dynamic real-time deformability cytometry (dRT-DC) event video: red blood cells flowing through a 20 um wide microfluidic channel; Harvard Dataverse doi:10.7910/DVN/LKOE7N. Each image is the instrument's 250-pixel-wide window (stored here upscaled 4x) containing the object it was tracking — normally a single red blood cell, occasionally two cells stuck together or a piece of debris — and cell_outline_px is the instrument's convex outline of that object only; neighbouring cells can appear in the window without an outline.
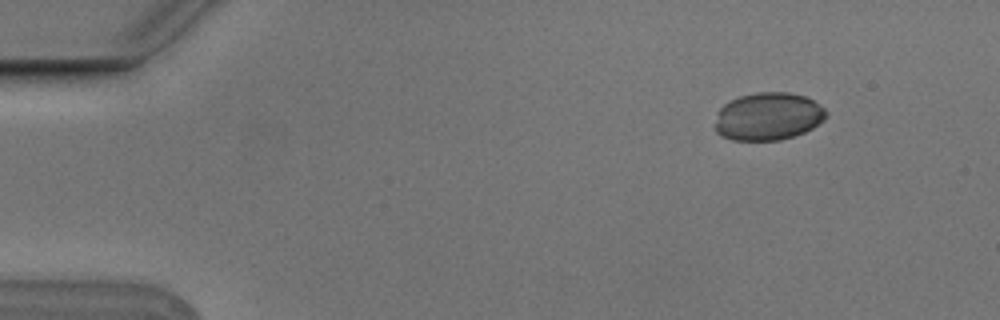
{"species": "Egyptian fruit bat (a non-hibernating species)", "species_latin": "Rousettus aegyptiacus", "temperature_condition": "cold", "stored_images_in_passage": 3, "camera_frame_rate_fps": 3000, "um_per_image_px": 0.085, "animal": {"sex": "male"}, "frame": {"image": 1, "passage_image": 1, "time_ms": 0.0, "image_size_px": [1000, 320], "cell_outline_px": [[828, 116], [824, 120], [812, 128], [804, 132], [780, 140], [732, 140], [720, 136], [716, 132], [716, 124], [720, 108], [724, 104], [740, 96], [760, 92], [788, 92], [804, 96], [820, 104], [828, 112]], "centroid_in_image_um": [65.32, 9.9], "position_along_channel_um": 19.7, "area_um2": 30.81}}